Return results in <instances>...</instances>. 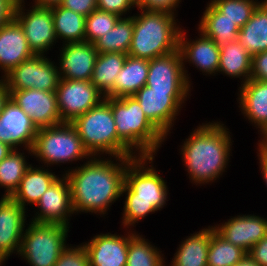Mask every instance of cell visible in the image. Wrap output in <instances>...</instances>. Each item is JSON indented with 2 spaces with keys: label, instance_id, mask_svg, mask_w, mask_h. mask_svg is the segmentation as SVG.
<instances>
[{
  "label": "cell",
  "instance_id": "50",
  "mask_svg": "<svg viewBox=\"0 0 267 266\" xmlns=\"http://www.w3.org/2000/svg\"><path fill=\"white\" fill-rule=\"evenodd\" d=\"M234 266H260L256 263L249 254H247L243 259L237 262Z\"/></svg>",
  "mask_w": 267,
  "mask_h": 266
},
{
  "label": "cell",
  "instance_id": "13",
  "mask_svg": "<svg viewBox=\"0 0 267 266\" xmlns=\"http://www.w3.org/2000/svg\"><path fill=\"white\" fill-rule=\"evenodd\" d=\"M196 30L198 36H195V39H192V37L187 38L189 32L182 26L178 45V49L182 56L184 73L187 82L191 86L193 85V81H191V73L186 66L187 64L191 67H195L198 72H202L200 74L213 77L218 76L220 62V46H218L211 38L205 36L200 30Z\"/></svg>",
  "mask_w": 267,
  "mask_h": 266
},
{
  "label": "cell",
  "instance_id": "47",
  "mask_svg": "<svg viewBox=\"0 0 267 266\" xmlns=\"http://www.w3.org/2000/svg\"><path fill=\"white\" fill-rule=\"evenodd\" d=\"M63 0H32V4L39 7L52 8L62 4Z\"/></svg>",
  "mask_w": 267,
  "mask_h": 266
},
{
  "label": "cell",
  "instance_id": "51",
  "mask_svg": "<svg viewBox=\"0 0 267 266\" xmlns=\"http://www.w3.org/2000/svg\"><path fill=\"white\" fill-rule=\"evenodd\" d=\"M11 151H13V148L10 147L9 145L0 142V162L7 157Z\"/></svg>",
  "mask_w": 267,
  "mask_h": 266
},
{
  "label": "cell",
  "instance_id": "1",
  "mask_svg": "<svg viewBox=\"0 0 267 266\" xmlns=\"http://www.w3.org/2000/svg\"><path fill=\"white\" fill-rule=\"evenodd\" d=\"M135 157H94L62 172L69 181L75 215H108L112 204L121 199L128 162Z\"/></svg>",
  "mask_w": 267,
  "mask_h": 266
},
{
  "label": "cell",
  "instance_id": "7",
  "mask_svg": "<svg viewBox=\"0 0 267 266\" xmlns=\"http://www.w3.org/2000/svg\"><path fill=\"white\" fill-rule=\"evenodd\" d=\"M32 157L41 166L61 167L78 161L86 162L92 156L83 146L76 128L70 122L39 128L32 148Z\"/></svg>",
  "mask_w": 267,
  "mask_h": 266
},
{
  "label": "cell",
  "instance_id": "45",
  "mask_svg": "<svg viewBox=\"0 0 267 266\" xmlns=\"http://www.w3.org/2000/svg\"><path fill=\"white\" fill-rule=\"evenodd\" d=\"M257 150L256 154H257V159L259 162V170H260V174H262V180L264 183V185L266 184L267 187V149L264 148H258L256 147L255 151Z\"/></svg>",
  "mask_w": 267,
  "mask_h": 266
},
{
  "label": "cell",
  "instance_id": "46",
  "mask_svg": "<svg viewBox=\"0 0 267 266\" xmlns=\"http://www.w3.org/2000/svg\"><path fill=\"white\" fill-rule=\"evenodd\" d=\"M10 100V91L5 81L0 78V114L3 112L5 105Z\"/></svg>",
  "mask_w": 267,
  "mask_h": 266
},
{
  "label": "cell",
  "instance_id": "41",
  "mask_svg": "<svg viewBox=\"0 0 267 266\" xmlns=\"http://www.w3.org/2000/svg\"><path fill=\"white\" fill-rule=\"evenodd\" d=\"M250 79L267 82V51L252 56Z\"/></svg>",
  "mask_w": 267,
  "mask_h": 266
},
{
  "label": "cell",
  "instance_id": "12",
  "mask_svg": "<svg viewBox=\"0 0 267 266\" xmlns=\"http://www.w3.org/2000/svg\"><path fill=\"white\" fill-rule=\"evenodd\" d=\"M33 209L34 214H29L32 218H28L30 222L72 227L70 221L75 212L69 181L64 174L50 185Z\"/></svg>",
  "mask_w": 267,
  "mask_h": 266
},
{
  "label": "cell",
  "instance_id": "32",
  "mask_svg": "<svg viewBox=\"0 0 267 266\" xmlns=\"http://www.w3.org/2000/svg\"><path fill=\"white\" fill-rule=\"evenodd\" d=\"M142 232L129 229V246L126 266H166L161 248L152 244Z\"/></svg>",
  "mask_w": 267,
  "mask_h": 266
},
{
  "label": "cell",
  "instance_id": "38",
  "mask_svg": "<svg viewBox=\"0 0 267 266\" xmlns=\"http://www.w3.org/2000/svg\"><path fill=\"white\" fill-rule=\"evenodd\" d=\"M68 244L59 255L55 266H89L87 250L82 243Z\"/></svg>",
  "mask_w": 267,
  "mask_h": 266
},
{
  "label": "cell",
  "instance_id": "17",
  "mask_svg": "<svg viewBox=\"0 0 267 266\" xmlns=\"http://www.w3.org/2000/svg\"><path fill=\"white\" fill-rule=\"evenodd\" d=\"M56 48H59V55L55 63L61 79L91 80L98 55L93 43H65Z\"/></svg>",
  "mask_w": 267,
  "mask_h": 266
},
{
  "label": "cell",
  "instance_id": "35",
  "mask_svg": "<svg viewBox=\"0 0 267 266\" xmlns=\"http://www.w3.org/2000/svg\"><path fill=\"white\" fill-rule=\"evenodd\" d=\"M248 253L220 236L211 225L207 266H234Z\"/></svg>",
  "mask_w": 267,
  "mask_h": 266
},
{
  "label": "cell",
  "instance_id": "26",
  "mask_svg": "<svg viewBox=\"0 0 267 266\" xmlns=\"http://www.w3.org/2000/svg\"><path fill=\"white\" fill-rule=\"evenodd\" d=\"M251 62L252 56L238 40L230 41L220 46L218 75L239 79L241 86L251 77Z\"/></svg>",
  "mask_w": 267,
  "mask_h": 266
},
{
  "label": "cell",
  "instance_id": "14",
  "mask_svg": "<svg viewBox=\"0 0 267 266\" xmlns=\"http://www.w3.org/2000/svg\"><path fill=\"white\" fill-rule=\"evenodd\" d=\"M55 92L62 122L71 123L105 99L91 81L60 79Z\"/></svg>",
  "mask_w": 267,
  "mask_h": 266
},
{
  "label": "cell",
  "instance_id": "52",
  "mask_svg": "<svg viewBox=\"0 0 267 266\" xmlns=\"http://www.w3.org/2000/svg\"><path fill=\"white\" fill-rule=\"evenodd\" d=\"M8 260L0 253V266H5Z\"/></svg>",
  "mask_w": 267,
  "mask_h": 266
},
{
  "label": "cell",
  "instance_id": "23",
  "mask_svg": "<svg viewBox=\"0 0 267 266\" xmlns=\"http://www.w3.org/2000/svg\"><path fill=\"white\" fill-rule=\"evenodd\" d=\"M34 164L36 163L31 162L20 181L19 187L11 196L27 211H30L28 205L34 207L50 185L61 175L53 172L51 168L41 165L35 166Z\"/></svg>",
  "mask_w": 267,
  "mask_h": 266
},
{
  "label": "cell",
  "instance_id": "28",
  "mask_svg": "<svg viewBox=\"0 0 267 266\" xmlns=\"http://www.w3.org/2000/svg\"><path fill=\"white\" fill-rule=\"evenodd\" d=\"M199 20L198 30L218 46L237 40L240 28L221 14L209 1Z\"/></svg>",
  "mask_w": 267,
  "mask_h": 266
},
{
  "label": "cell",
  "instance_id": "8",
  "mask_svg": "<svg viewBox=\"0 0 267 266\" xmlns=\"http://www.w3.org/2000/svg\"><path fill=\"white\" fill-rule=\"evenodd\" d=\"M72 227L59 224H27L21 240L18 258L30 266H55L67 247Z\"/></svg>",
  "mask_w": 267,
  "mask_h": 266
},
{
  "label": "cell",
  "instance_id": "25",
  "mask_svg": "<svg viewBox=\"0 0 267 266\" xmlns=\"http://www.w3.org/2000/svg\"><path fill=\"white\" fill-rule=\"evenodd\" d=\"M211 225L190 233L180 241L174 256L166 266H207Z\"/></svg>",
  "mask_w": 267,
  "mask_h": 266
},
{
  "label": "cell",
  "instance_id": "21",
  "mask_svg": "<svg viewBox=\"0 0 267 266\" xmlns=\"http://www.w3.org/2000/svg\"><path fill=\"white\" fill-rule=\"evenodd\" d=\"M237 95L241 115L259 134L267 125V82L249 79L238 87Z\"/></svg>",
  "mask_w": 267,
  "mask_h": 266
},
{
  "label": "cell",
  "instance_id": "30",
  "mask_svg": "<svg viewBox=\"0 0 267 266\" xmlns=\"http://www.w3.org/2000/svg\"><path fill=\"white\" fill-rule=\"evenodd\" d=\"M149 60L128 55L114 82V98L133 96L146 85Z\"/></svg>",
  "mask_w": 267,
  "mask_h": 266
},
{
  "label": "cell",
  "instance_id": "22",
  "mask_svg": "<svg viewBox=\"0 0 267 266\" xmlns=\"http://www.w3.org/2000/svg\"><path fill=\"white\" fill-rule=\"evenodd\" d=\"M34 55L22 27L15 19L0 28V78Z\"/></svg>",
  "mask_w": 267,
  "mask_h": 266
},
{
  "label": "cell",
  "instance_id": "16",
  "mask_svg": "<svg viewBox=\"0 0 267 266\" xmlns=\"http://www.w3.org/2000/svg\"><path fill=\"white\" fill-rule=\"evenodd\" d=\"M215 231L234 246L247 253L267 235V217L256 214L230 216L226 221L212 225Z\"/></svg>",
  "mask_w": 267,
  "mask_h": 266
},
{
  "label": "cell",
  "instance_id": "10",
  "mask_svg": "<svg viewBox=\"0 0 267 266\" xmlns=\"http://www.w3.org/2000/svg\"><path fill=\"white\" fill-rule=\"evenodd\" d=\"M26 1L17 3L14 19L22 27L32 52L35 55H47L59 43L55 34L52 8L35 6ZM26 4L27 7L31 6L27 8Z\"/></svg>",
  "mask_w": 267,
  "mask_h": 266
},
{
  "label": "cell",
  "instance_id": "49",
  "mask_svg": "<svg viewBox=\"0 0 267 266\" xmlns=\"http://www.w3.org/2000/svg\"><path fill=\"white\" fill-rule=\"evenodd\" d=\"M260 135V136H259ZM258 141L256 143V147L267 149V125L265 128L259 133Z\"/></svg>",
  "mask_w": 267,
  "mask_h": 266
},
{
  "label": "cell",
  "instance_id": "15",
  "mask_svg": "<svg viewBox=\"0 0 267 266\" xmlns=\"http://www.w3.org/2000/svg\"><path fill=\"white\" fill-rule=\"evenodd\" d=\"M9 91L10 99L31 118L38 129L63 123L59 114L55 91L37 89Z\"/></svg>",
  "mask_w": 267,
  "mask_h": 266
},
{
  "label": "cell",
  "instance_id": "24",
  "mask_svg": "<svg viewBox=\"0 0 267 266\" xmlns=\"http://www.w3.org/2000/svg\"><path fill=\"white\" fill-rule=\"evenodd\" d=\"M0 128L12 134L13 149H32L38 128L31 118L11 99L0 114Z\"/></svg>",
  "mask_w": 267,
  "mask_h": 266
},
{
  "label": "cell",
  "instance_id": "9",
  "mask_svg": "<svg viewBox=\"0 0 267 266\" xmlns=\"http://www.w3.org/2000/svg\"><path fill=\"white\" fill-rule=\"evenodd\" d=\"M191 95V91H152L145 85L133 96L147 119L167 139L173 133L174 124Z\"/></svg>",
  "mask_w": 267,
  "mask_h": 266
},
{
  "label": "cell",
  "instance_id": "4",
  "mask_svg": "<svg viewBox=\"0 0 267 266\" xmlns=\"http://www.w3.org/2000/svg\"><path fill=\"white\" fill-rule=\"evenodd\" d=\"M133 16V36L128 55L152 60L178 50L180 20L173 14L137 8Z\"/></svg>",
  "mask_w": 267,
  "mask_h": 266
},
{
  "label": "cell",
  "instance_id": "18",
  "mask_svg": "<svg viewBox=\"0 0 267 266\" xmlns=\"http://www.w3.org/2000/svg\"><path fill=\"white\" fill-rule=\"evenodd\" d=\"M146 86L152 91H192L194 89L187 82L179 49L149 60Z\"/></svg>",
  "mask_w": 267,
  "mask_h": 266
},
{
  "label": "cell",
  "instance_id": "42",
  "mask_svg": "<svg viewBox=\"0 0 267 266\" xmlns=\"http://www.w3.org/2000/svg\"><path fill=\"white\" fill-rule=\"evenodd\" d=\"M61 6L87 17L97 9V0H63Z\"/></svg>",
  "mask_w": 267,
  "mask_h": 266
},
{
  "label": "cell",
  "instance_id": "31",
  "mask_svg": "<svg viewBox=\"0 0 267 266\" xmlns=\"http://www.w3.org/2000/svg\"><path fill=\"white\" fill-rule=\"evenodd\" d=\"M29 156L32 158V149H13L0 162V190L4 188L1 197H11L17 190L26 169L31 165Z\"/></svg>",
  "mask_w": 267,
  "mask_h": 266
},
{
  "label": "cell",
  "instance_id": "6",
  "mask_svg": "<svg viewBox=\"0 0 267 266\" xmlns=\"http://www.w3.org/2000/svg\"><path fill=\"white\" fill-rule=\"evenodd\" d=\"M71 123L91 156L136 157L119 140L111 109V98H105Z\"/></svg>",
  "mask_w": 267,
  "mask_h": 266
},
{
  "label": "cell",
  "instance_id": "5",
  "mask_svg": "<svg viewBox=\"0 0 267 266\" xmlns=\"http://www.w3.org/2000/svg\"><path fill=\"white\" fill-rule=\"evenodd\" d=\"M119 140L137 156H157L166 137L147 119L134 96L111 98Z\"/></svg>",
  "mask_w": 267,
  "mask_h": 266
},
{
  "label": "cell",
  "instance_id": "33",
  "mask_svg": "<svg viewBox=\"0 0 267 266\" xmlns=\"http://www.w3.org/2000/svg\"><path fill=\"white\" fill-rule=\"evenodd\" d=\"M52 15L55 34L60 45L61 43L85 42V16L61 5L52 7Z\"/></svg>",
  "mask_w": 267,
  "mask_h": 266
},
{
  "label": "cell",
  "instance_id": "37",
  "mask_svg": "<svg viewBox=\"0 0 267 266\" xmlns=\"http://www.w3.org/2000/svg\"><path fill=\"white\" fill-rule=\"evenodd\" d=\"M120 17L102 10H94L85 17V42L95 43L111 30Z\"/></svg>",
  "mask_w": 267,
  "mask_h": 266
},
{
  "label": "cell",
  "instance_id": "36",
  "mask_svg": "<svg viewBox=\"0 0 267 266\" xmlns=\"http://www.w3.org/2000/svg\"><path fill=\"white\" fill-rule=\"evenodd\" d=\"M262 0H210L209 2L239 28L250 19Z\"/></svg>",
  "mask_w": 267,
  "mask_h": 266
},
{
  "label": "cell",
  "instance_id": "48",
  "mask_svg": "<svg viewBox=\"0 0 267 266\" xmlns=\"http://www.w3.org/2000/svg\"><path fill=\"white\" fill-rule=\"evenodd\" d=\"M0 142L12 147V134L7 128H0Z\"/></svg>",
  "mask_w": 267,
  "mask_h": 266
},
{
  "label": "cell",
  "instance_id": "27",
  "mask_svg": "<svg viewBox=\"0 0 267 266\" xmlns=\"http://www.w3.org/2000/svg\"><path fill=\"white\" fill-rule=\"evenodd\" d=\"M238 42L253 56L267 51V0H262L240 28Z\"/></svg>",
  "mask_w": 267,
  "mask_h": 266
},
{
  "label": "cell",
  "instance_id": "39",
  "mask_svg": "<svg viewBox=\"0 0 267 266\" xmlns=\"http://www.w3.org/2000/svg\"><path fill=\"white\" fill-rule=\"evenodd\" d=\"M136 8V0H97L98 10L113 13L119 17L131 16V11Z\"/></svg>",
  "mask_w": 267,
  "mask_h": 266
},
{
  "label": "cell",
  "instance_id": "20",
  "mask_svg": "<svg viewBox=\"0 0 267 266\" xmlns=\"http://www.w3.org/2000/svg\"><path fill=\"white\" fill-rule=\"evenodd\" d=\"M27 210L11 197L0 198V253L7 259L18 254L27 221Z\"/></svg>",
  "mask_w": 267,
  "mask_h": 266
},
{
  "label": "cell",
  "instance_id": "34",
  "mask_svg": "<svg viewBox=\"0 0 267 266\" xmlns=\"http://www.w3.org/2000/svg\"><path fill=\"white\" fill-rule=\"evenodd\" d=\"M133 31V16L120 17L115 26L94 43L95 49L98 53L115 52L128 55Z\"/></svg>",
  "mask_w": 267,
  "mask_h": 266
},
{
  "label": "cell",
  "instance_id": "29",
  "mask_svg": "<svg viewBox=\"0 0 267 266\" xmlns=\"http://www.w3.org/2000/svg\"><path fill=\"white\" fill-rule=\"evenodd\" d=\"M127 56L115 52L98 53L90 81L105 98H114V82Z\"/></svg>",
  "mask_w": 267,
  "mask_h": 266
},
{
  "label": "cell",
  "instance_id": "11",
  "mask_svg": "<svg viewBox=\"0 0 267 266\" xmlns=\"http://www.w3.org/2000/svg\"><path fill=\"white\" fill-rule=\"evenodd\" d=\"M47 56L34 55L12 68L2 77L8 90L56 91L61 77L55 61Z\"/></svg>",
  "mask_w": 267,
  "mask_h": 266
},
{
  "label": "cell",
  "instance_id": "40",
  "mask_svg": "<svg viewBox=\"0 0 267 266\" xmlns=\"http://www.w3.org/2000/svg\"><path fill=\"white\" fill-rule=\"evenodd\" d=\"M182 0H136V7L145 11L164 12L178 16Z\"/></svg>",
  "mask_w": 267,
  "mask_h": 266
},
{
  "label": "cell",
  "instance_id": "2",
  "mask_svg": "<svg viewBox=\"0 0 267 266\" xmlns=\"http://www.w3.org/2000/svg\"><path fill=\"white\" fill-rule=\"evenodd\" d=\"M229 129L220 119L205 121L182 140L179 154L192 186L214 184L227 172L234 143Z\"/></svg>",
  "mask_w": 267,
  "mask_h": 266
},
{
  "label": "cell",
  "instance_id": "3",
  "mask_svg": "<svg viewBox=\"0 0 267 266\" xmlns=\"http://www.w3.org/2000/svg\"><path fill=\"white\" fill-rule=\"evenodd\" d=\"M155 157L137 156L127 164L121 195L124 196L121 229L136 230L133 227L142 219L168 205L169 188L161 171L154 167Z\"/></svg>",
  "mask_w": 267,
  "mask_h": 266
},
{
  "label": "cell",
  "instance_id": "19",
  "mask_svg": "<svg viewBox=\"0 0 267 266\" xmlns=\"http://www.w3.org/2000/svg\"><path fill=\"white\" fill-rule=\"evenodd\" d=\"M122 235L102 232L82 242L87 250L89 266H126L129 246V229Z\"/></svg>",
  "mask_w": 267,
  "mask_h": 266
},
{
  "label": "cell",
  "instance_id": "43",
  "mask_svg": "<svg viewBox=\"0 0 267 266\" xmlns=\"http://www.w3.org/2000/svg\"><path fill=\"white\" fill-rule=\"evenodd\" d=\"M248 254L260 266H267V235L257 242Z\"/></svg>",
  "mask_w": 267,
  "mask_h": 266
},
{
  "label": "cell",
  "instance_id": "44",
  "mask_svg": "<svg viewBox=\"0 0 267 266\" xmlns=\"http://www.w3.org/2000/svg\"><path fill=\"white\" fill-rule=\"evenodd\" d=\"M16 5L15 0H0V28L14 19Z\"/></svg>",
  "mask_w": 267,
  "mask_h": 266
}]
</instances>
